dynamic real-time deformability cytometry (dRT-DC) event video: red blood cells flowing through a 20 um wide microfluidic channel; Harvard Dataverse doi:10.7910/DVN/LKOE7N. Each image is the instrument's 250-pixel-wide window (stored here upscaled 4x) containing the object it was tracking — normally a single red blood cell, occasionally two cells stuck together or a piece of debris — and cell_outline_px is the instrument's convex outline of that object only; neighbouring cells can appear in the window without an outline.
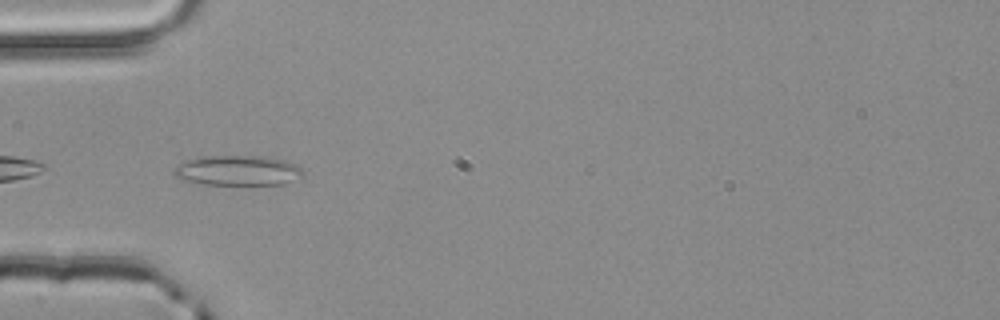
{"species": "common noctule bat (a hibernating species)", "species_latin": "Nyctalus noctula", "temperature_condition": "room temperature", "stored_images_in_passage": 4, "camera_frame_rate_fps": 3000, "um_per_image_px": 0.085, "animal": {"sex": "male", "body_mass_g": 20.4}, "frame": {"image": 1, "passage_image": 4, "time_ms": 1.0, "image_size_px": [1000, 320], "cell_outline_px": [[304, 172], [300, 176], [284, 184], [204, 184], [184, 180], [176, 176], [172, 172], [180, 164], [188, 160], [204, 156], [264, 156], [284, 160], [296, 164]], "centroid_in_image_um": [20.22, 14.48], "position_along_channel_um": 64.8, "area_um2": 22.25}}